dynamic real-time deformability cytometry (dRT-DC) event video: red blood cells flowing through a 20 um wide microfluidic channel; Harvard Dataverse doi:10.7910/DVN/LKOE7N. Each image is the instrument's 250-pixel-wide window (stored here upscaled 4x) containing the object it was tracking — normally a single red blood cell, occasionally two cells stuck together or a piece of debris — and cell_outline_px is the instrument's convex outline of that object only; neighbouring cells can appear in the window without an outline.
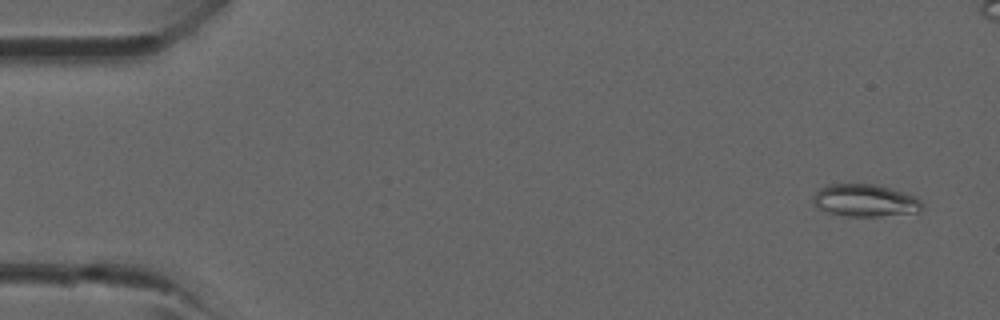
{"species": "common noctule bat (a hibernating species)", "species_latin": "Nyctalus noctula", "temperature_condition": "room temperature", "stored_images_in_passage": 42, "camera_frame_rate_fps": 3000, "um_per_image_px": 0.085, "animal": {"sex": "male", "forearm_length_mm": 52.5}, "frame": {"image": 1, "passage_image": 2, "time_ms": 0.333, "image_size_px": [1000, 320], "cell_outline_px": [[924, 208], [920, 212], [880, 216], [848, 216], [828, 212], [812, 204], [812, 196], [824, 184], [876, 184], [916, 196], [920, 200]], "centroid_in_image_um": [73.53, 17.03], "position_along_channel_um": 11.5, "area_um2": 20.69}}
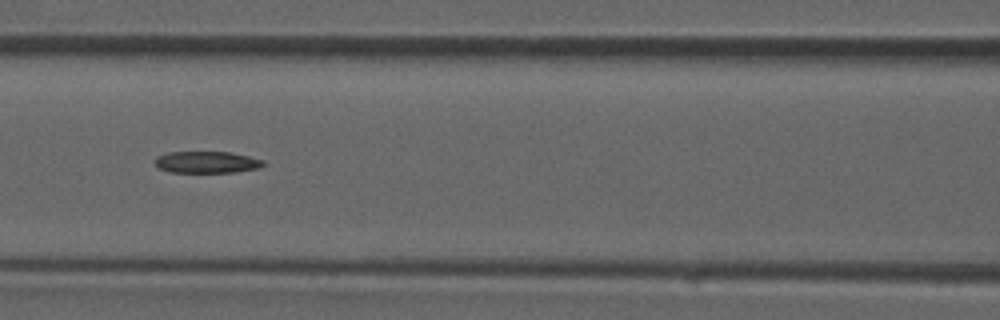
{"frame": {"image": 2, "passage_image": 18, "time_ms": 5.667, "image_size_px": [1000, 320], "cell_outline_px": [[264, 164], [260, 168], [236, 172], [172, 172], [160, 168], [152, 160], [156, 156], [168, 152], [232, 152], [264, 160]], "centroid_in_image_um": [17.58, 13.78], "position_along_channel_um": 149.0, "area_um2": 13.76}}
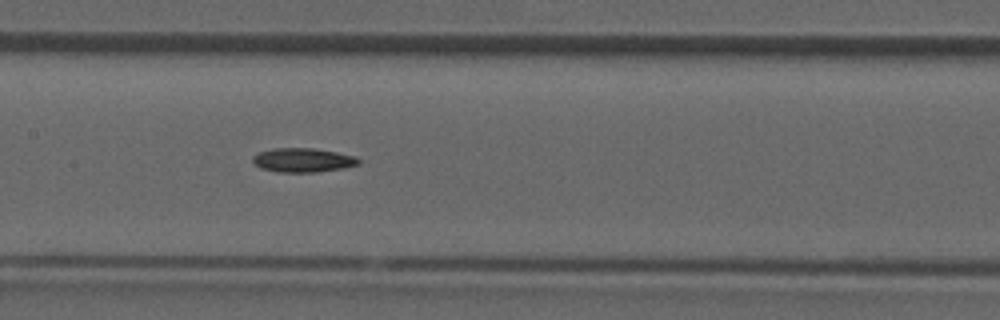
{"frame": {"image": 3, "passage_image": 20, "time_ms": 6.333, "image_size_px": [1000, 320], "cell_outline_px": [[360, 164], [344, 168], [316, 172], [276, 172], [260, 168], [252, 160], [252, 156], [260, 152], [276, 148], [312, 148], [336, 152], [356, 156], [360, 160]], "centroid_in_image_um": [25.77, 13.61], "position_along_channel_um": 181.6, "area_um2": 14.85}}